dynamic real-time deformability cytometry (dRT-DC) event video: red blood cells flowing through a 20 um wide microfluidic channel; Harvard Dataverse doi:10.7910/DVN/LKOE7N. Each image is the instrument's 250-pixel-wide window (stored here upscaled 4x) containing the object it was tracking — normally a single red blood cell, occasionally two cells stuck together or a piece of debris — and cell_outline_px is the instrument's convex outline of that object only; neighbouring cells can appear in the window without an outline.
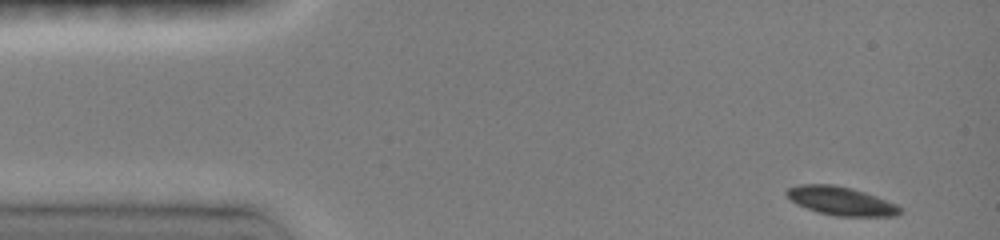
{"species": "common noctule bat (a hibernating species)", "species_latin": "Nyctalus noctula", "temperature_condition": "room temperature", "stored_images_in_passage": 42, "camera_frame_rate_fps": 3000, "um_per_image_px": 0.085, "animal": {"sex": "female", "body_mass_g": 19.0, "forearm_length_mm": 51.5}, "frame": {"image": 1, "passage_image": 1, "time_ms": 0.0, "image_size_px": [1000, 240], "cell_outline_px": [[904, 212], [896, 216], [836, 216], [820, 212], [796, 204], [784, 192], [788, 188], [800, 184], [832, 184], [852, 188], [876, 196], [896, 204]], "centroid_in_image_um": [71.5, 17.08], "position_along_channel_um": 13.5, "area_um2": 18.73}}
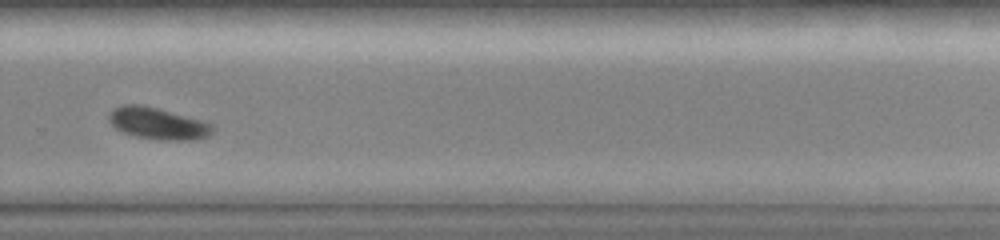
{"frame": {"image": 2, "passage_image": 30, "time_ms": 10.0, "image_size_px": [1000, 240], "cell_outline_px": [[216, 128], [208, 136], [196, 140], [160, 140], [136, 136], [124, 132], [116, 128], [108, 120], [108, 116], [116, 108], [124, 104], [140, 104], [204, 120], [212, 124]], "centroid_in_image_um": [13.48, 10.5], "position_along_channel_um": 316.3, "area_um2": 19.13}}
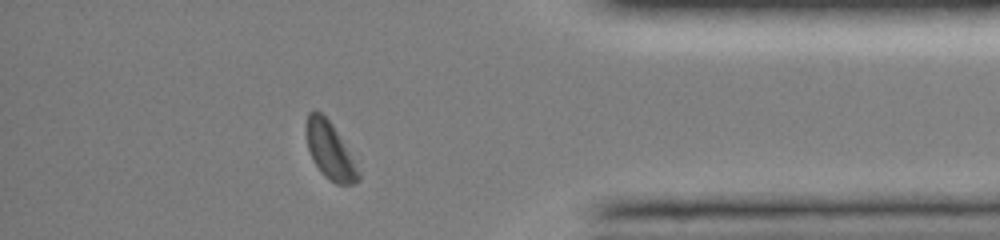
{"frame": {"image": 3, "passage_image": 38, "time_ms": 12.667, "image_size_px": [1000, 240], "cell_outline_px": [[360, 180], [352, 184], [336, 184], [324, 176], [320, 172], [312, 160], [308, 148], [304, 128], [308, 112], [312, 108], [316, 108], [332, 124], [360, 172]], "centroid_in_image_um": [27.98, 12.77], "position_along_channel_um": 407.2, "area_um2": 17.34}, "authors_computed_cell_mechanics": {"area_um2": 19.2185, "velocity_mm_per_s": 3.9766, "shape_relaxation_time_tau1_ms": 1.8377, "shape_relaxation_time_tau2_ms": null, "deformation_change_tau1": 0.1142, "deformation_change_tau2": null}}